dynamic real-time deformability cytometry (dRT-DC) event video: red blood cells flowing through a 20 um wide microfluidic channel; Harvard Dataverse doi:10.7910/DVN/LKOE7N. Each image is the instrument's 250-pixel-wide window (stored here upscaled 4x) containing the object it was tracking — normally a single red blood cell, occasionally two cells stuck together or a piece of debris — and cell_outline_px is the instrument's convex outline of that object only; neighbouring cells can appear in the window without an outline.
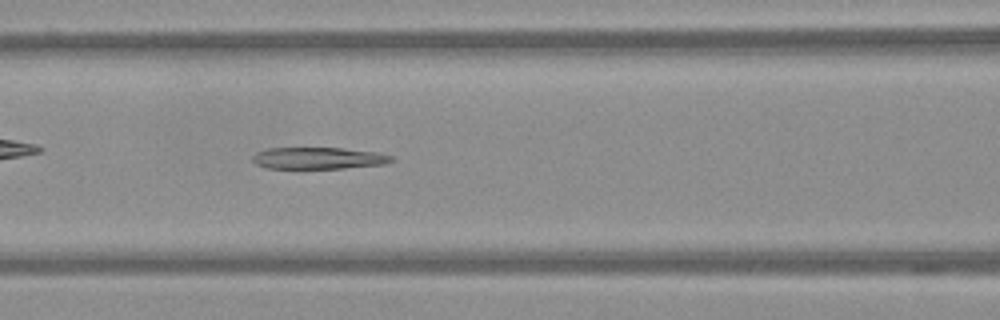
{"species": "Egyptian fruit bat (a non-hibernating species)", "species_latin": "Rousettus aegyptiacus", "temperature_condition": "warm", "stored_images_in_passage": 55, "camera_frame_rate_fps": 3000, "um_per_image_px": 0.085, "frame": {"image": 1, "passage_image": 25, "time_ms": 8.0, "image_size_px": [1000, 320], "cell_outline_px": [[396, 160], [384, 164], [344, 168], [300, 172], [296, 172], [268, 168], [256, 164], [252, 160], [252, 156], [256, 152], [268, 148], [340, 148], [376, 152], [392, 156]], "centroid_in_image_um": [26.98, 13.5], "position_along_channel_um": 139.6, "area_um2": 18.67}}
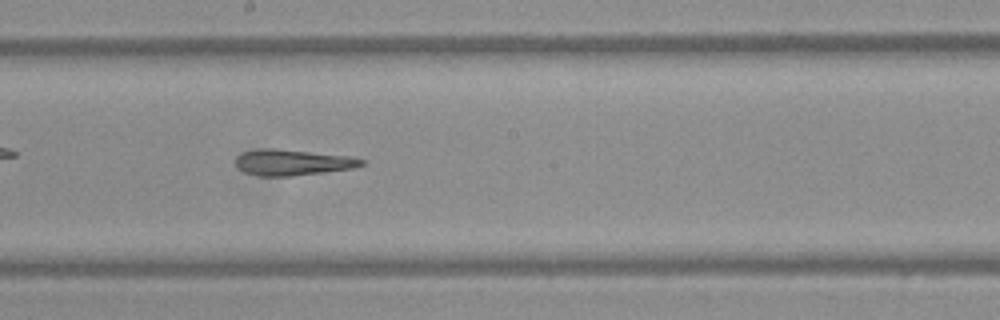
{"frame": {"image": 2, "passage_image": 32, "time_ms": 10.333, "image_size_px": [1000, 320], "cell_outline_px": [[368, 160], [364, 164], [352, 168], [324, 172], [292, 176], [260, 176], [244, 172], [236, 164], [236, 156], [244, 152], [264, 148], [272, 148], [352, 156]], "centroid_in_image_um": [24.91, 13.8], "position_along_channel_um": 223.3, "area_um2": 18.96}}
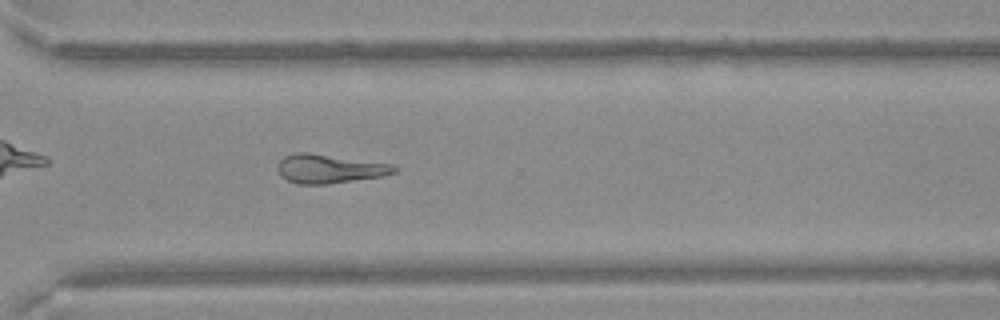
{"frame": {"image": 3, "passage_image": 42, "time_ms": 13.667, "image_size_px": [1000, 320], "cell_outline_px": [[400, 168], [396, 172], [380, 176], [328, 184], [296, 184], [280, 176], [276, 168], [280, 160], [284, 156], [296, 152], [308, 152], [392, 164]], "centroid_in_image_um": [27.96, 14.34], "position_along_channel_um": 342.6, "area_um2": 19.65}}